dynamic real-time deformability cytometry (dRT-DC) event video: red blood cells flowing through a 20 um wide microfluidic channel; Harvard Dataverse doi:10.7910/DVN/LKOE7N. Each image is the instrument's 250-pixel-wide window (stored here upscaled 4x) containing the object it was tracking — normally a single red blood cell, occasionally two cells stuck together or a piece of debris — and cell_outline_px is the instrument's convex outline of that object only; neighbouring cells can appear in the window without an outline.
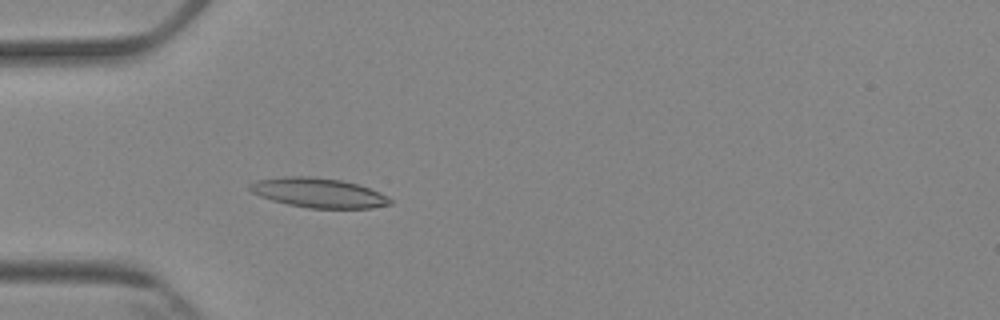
{"species": "Egyptian fruit bat (a non-hibernating species)", "species_latin": "Rousettus aegyptiacus", "temperature_condition": "cold", "stored_images_in_passage": 5, "camera_frame_rate_fps": 3000, "um_per_image_px": 0.085, "animal": {"sex": "female"}, "frame": {"image": 1, "passage_image": 5, "time_ms": 4.667, "image_size_px": [1000, 320], "cell_outline_px": [[392, 204], [372, 208], [308, 208], [288, 204], [272, 200], [260, 196], [252, 192], [248, 188], [248, 184], [256, 180], [284, 176], [312, 176], [340, 180], [356, 184], [380, 192], [388, 196], [392, 200]], "centroid_in_image_um": [27.06, 16.38], "position_along_channel_um": 57.9, "area_um2": 24.22}}